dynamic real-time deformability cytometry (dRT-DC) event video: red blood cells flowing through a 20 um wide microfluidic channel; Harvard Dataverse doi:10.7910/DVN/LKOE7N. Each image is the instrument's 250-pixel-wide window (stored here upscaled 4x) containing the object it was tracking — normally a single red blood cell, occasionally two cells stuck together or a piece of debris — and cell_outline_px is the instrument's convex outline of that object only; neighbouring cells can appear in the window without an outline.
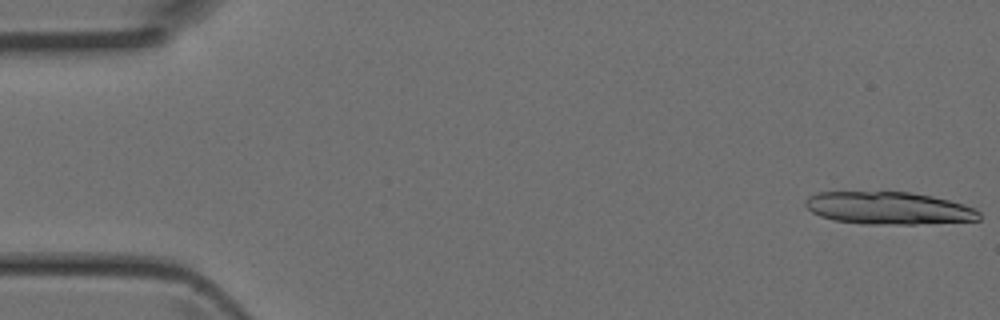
{"species": "Egyptian fruit bat (a non-hibernating species)", "species_latin": "Rousettus aegyptiacus", "temperature_condition": "room temperature", "stored_images_in_passage": 5, "camera_frame_rate_fps": 3000, "um_per_image_px": 0.085, "animal": {"sex": "female"}, "frame": {"image": 1, "passage_image": 1, "time_ms": 0.0, "image_size_px": [1000, 320], "cell_outline_px": [[980, 220], [916, 224], [868, 224], [832, 220], [820, 216], [812, 212], [804, 204], [804, 200], [808, 196], [816, 192], [908, 192], [932, 196], [964, 204], [976, 208], [980, 212]], "centroid_in_image_um": [75.52, 17.69], "position_along_channel_um": 9.5, "area_um2": 33.0}}